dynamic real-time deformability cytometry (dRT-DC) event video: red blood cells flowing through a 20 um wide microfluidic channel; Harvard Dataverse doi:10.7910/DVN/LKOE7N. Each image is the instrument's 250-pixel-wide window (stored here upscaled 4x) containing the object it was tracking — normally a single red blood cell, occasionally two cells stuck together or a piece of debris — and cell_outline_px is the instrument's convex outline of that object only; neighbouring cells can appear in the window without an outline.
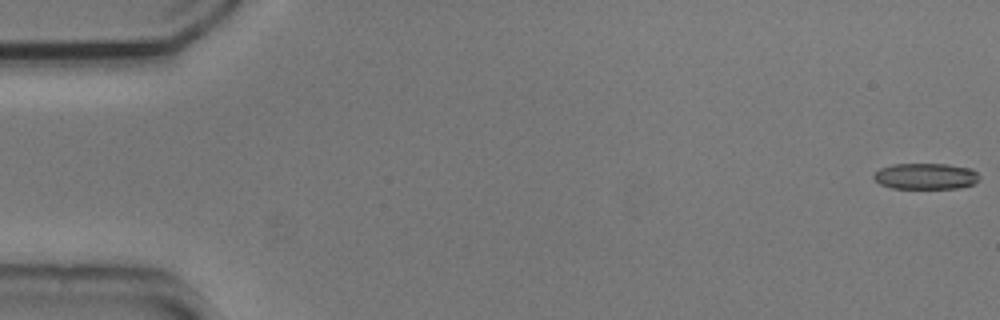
{"species": "common noctule bat (a hibernating species)", "species_latin": "Nyctalus noctula", "temperature_condition": "cold", "stored_images_in_passage": 54, "camera_frame_rate_fps": 3000, "um_per_image_px": 0.085, "animal": {"sex": "male", "body_mass_g": 20.5, "forearm_length_mm": 52.5}, "frame": {"image": 1, "passage_image": 1, "time_ms": 0.0, "image_size_px": [1000, 320], "cell_outline_px": [[980, 180], [972, 184], [960, 188], [892, 188], [880, 184], [872, 176], [880, 168], [892, 164], [948, 164], [972, 168], [980, 176]], "centroid_in_image_um": [78.71, 14.97], "position_along_channel_um": 6.3, "area_um2": 16.13}}
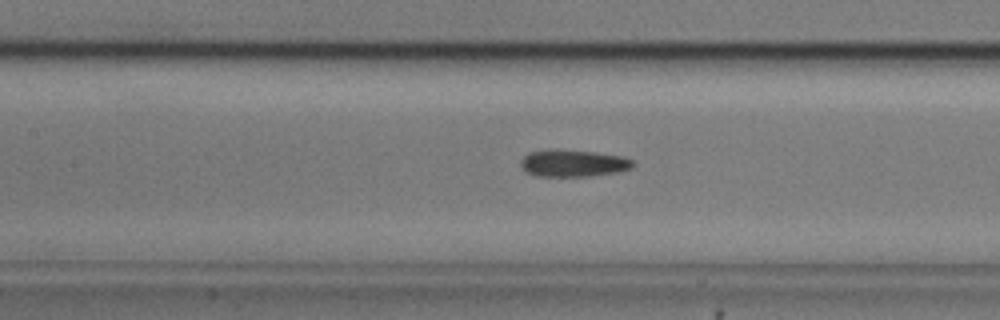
{"frame": {"image": 2, "passage_image": 25, "time_ms": 8.0, "image_size_px": [1000, 320], "cell_outline_px": [[636, 164], [632, 168], [620, 172], [592, 176], [536, 176], [524, 172], [520, 164], [520, 160], [528, 152], [596, 152], [624, 156], [632, 160]], "centroid_in_image_um": [48.79, 13.93], "position_along_channel_um": 158.6, "area_um2": 17.22}}
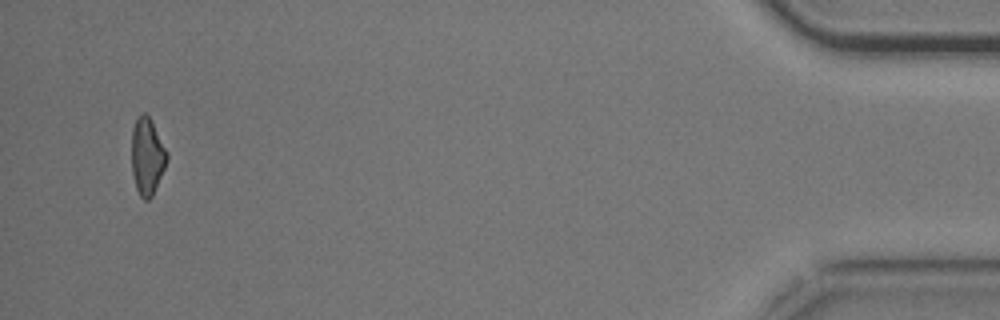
{"frame": {"image": 3, "passage_image": 53, "time_ms": 17.333, "image_size_px": [1000, 320], "cell_outline_px": [[168, 160], [152, 196], [148, 200], [144, 200], [140, 196], [136, 188], [132, 172], [132, 128], [140, 112], [144, 112], [152, 120], [168, 152]], "centroid_in_image_um": [12.52, 13.26], "position_along_channel_um": 422.7, "area_um2": 15.95}}